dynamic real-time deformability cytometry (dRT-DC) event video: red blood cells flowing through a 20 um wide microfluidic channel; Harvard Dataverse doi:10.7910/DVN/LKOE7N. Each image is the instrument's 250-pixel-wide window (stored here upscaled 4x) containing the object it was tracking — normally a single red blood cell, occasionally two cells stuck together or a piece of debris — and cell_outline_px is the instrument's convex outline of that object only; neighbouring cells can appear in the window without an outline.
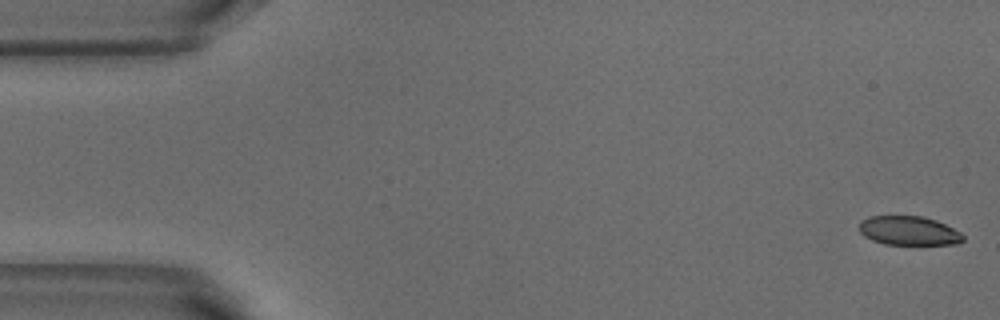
{"species": "common noctule bat (a hibernating species)", "species_latin": "Nyctalus noctula", "temperature_condition": "warm", "stored_images_in_passage": 5, "camera_frame_rate_fps": 3000, "um_per_image_px": 0.085, "animal": {"sex": "male", "body_mass_g": 18.8}, "frame": {"image": 1, "passage_image": 1, "time_ms": 0.0, "image_size_px": [1000, 320], "cell_outline_px": [[964, 240], [956, 244], [884, 244], [872, 240], [864, 236], [860, 232], [860, 220], [868, 216], [924, 216], [936, 220], [960, 232], [964, 236]], "centroid_in_image_um": [77.23, 19.6], "position_along_channel_um": 7.8, "area_um2": 17.57}}
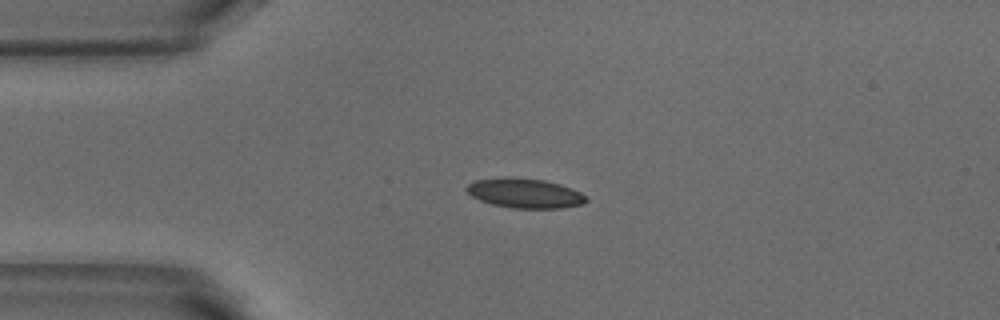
{"frame": {"image": 2, "passage_image": 4, "time_ms": 1.0, "image_size_px": [1000, 320], "cell_outline_px": [[588, 200], [584, 204], [564, 208], [512, 208], [492, 204], [480, 200], [472, 196], [464, 188], [468, 184], [476, 180], [500, 176], [508, 176], [544, 180], [560, 184], [572, 188], [588, 196]], "centroid_in_image_um": [44.63, 16.41], "position_along_channel_um": 40.4, "area_um2": 20.98}}